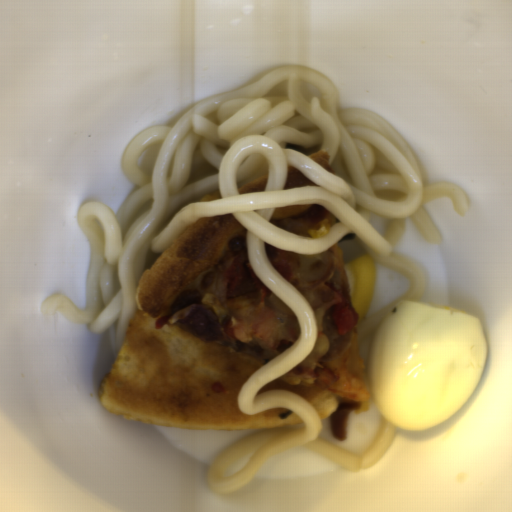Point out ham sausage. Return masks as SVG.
I'll list each match as a JSON object with an SVG mask.
<instances>
[{"mask_svg":"<svg viewBox=\"0 0 512 512\" xmlns=\"http://www.w3.org/2000/svg\"><path fill=\"white\" fill-rule=\"evenodd\" d=\"M336 307H338V304H332L329 306L322 318V333L329 337V348L325 354L319 357V363L338 357L351 341L349 331L346 333H340L337 329L334 317Z\"/></svg>","mask_w":512,"mask_h":512,"instance_id":"ham-sausage-3","label":"ham sausage"},{"mask_svg":"<svg viewBox=\"0 0 512 512\" xmlns=\"http://www.w3.org/2000/svg\"><path fill=\"white\" fill-rule=\"evenodd\" d=\"M265 287L251 267L249 250L236 256L225 287L226 299L254 294Z\"/></svg>","mask_w":512,"mask_h":512,"instance_id":"ham-sausage-1","label":"ham sausage"},{"mask_svg":"<svg viewBox=\"0 0 512 512\" xmlns=\"http://www.w3.org/2000/svg\"><path fill=\"white\" fill-rule=\"evenodd\" d=\"M358 405L350 404L342 406L337 412L329 416V425L331 433L336 440L346 439L349 426V415L351 411H356Z\"/></svg>","mask_w":512,"mask_h":512,"instance_id":"ham-sausage-4","label":"ham sausage"},{"mask_svg":"<svg viewBox=\"0 0 512 512\" xmlns=\"http://www.w3.org/2000/svg\"><path fill=\"white\" fill-rule=\"evenodd\" d=\"M333 254L329 249L323 253L291 254L289 269L292 277L301 283L319 281L331 272Z\"/></svg>","mask_w":512,"mask_h":512,"instance_id":"ham-sausage-2","label":"ham sausage"}]
</instances>
